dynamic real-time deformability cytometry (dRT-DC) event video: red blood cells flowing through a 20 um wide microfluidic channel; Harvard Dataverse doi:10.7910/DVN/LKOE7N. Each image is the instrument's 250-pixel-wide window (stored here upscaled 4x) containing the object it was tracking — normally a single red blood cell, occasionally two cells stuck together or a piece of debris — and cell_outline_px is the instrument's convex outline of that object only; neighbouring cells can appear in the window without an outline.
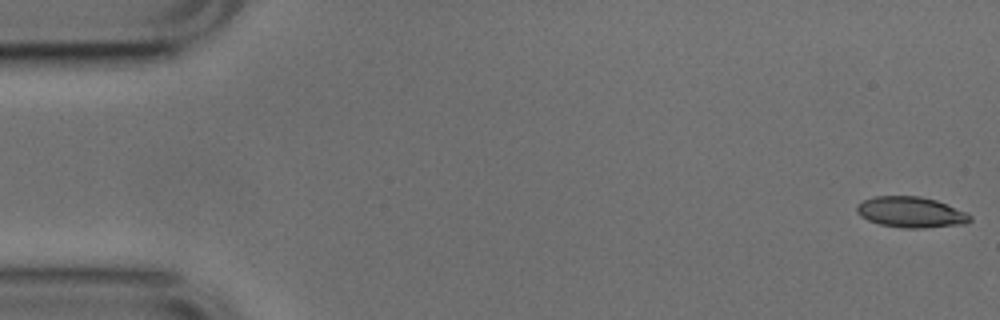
{"species": "common noctule bat (a hibernating species)", "species_latin": "Nyctalus noctula", "temperature_condition": "cold", "stored_images_in_passage": 52, "camera_frame_rate_fps": 3000, "um_per_image_px": 0.085, "animal": {"sex": "male", "body_mass_g": 17.9, "forearm_length_mm": 54.2}, "frame": {"image": 1, "passage_image": 1, "time_ms": 0.0, "image_size_px": [1000, 320], "cell_outline_px": [[972, 220], [968, 224], [924, 228], [900, 228], [880, 224], [868, 220], [860, 216], [856, 212], [856, 204], [864, 200], [876, 196], [920, 196], [936, 200], [968, 212], [972, 216]], "centroid_in_image_um": [77.46, 18.04], "position_along_channel_um": 7.5, "area_um2": 20.63}}
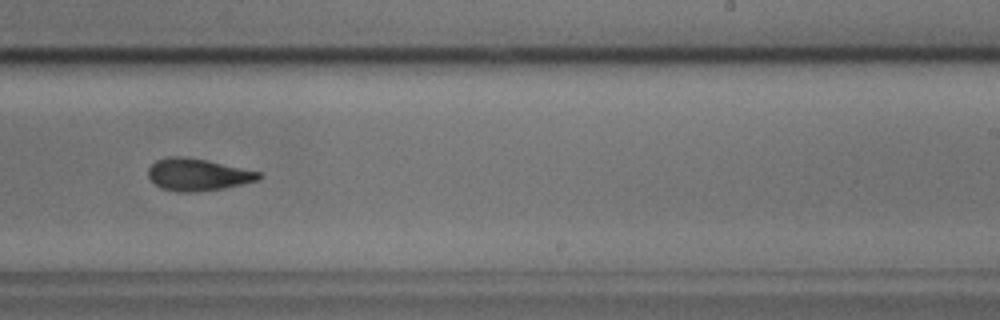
{"frame": {"image": 2, "passage_image": 32, "time_ms": 10.333, "image_size_px": [1000, 320], "cell_outline_px": [[264, 176], [260, 180], [224, 188], [192, 192], [176, 192], [160, 188], [148, 176], [148, 168], [156, 160], [168, 156], [180, 156], [208, 160], [260, 172]], "centroid_in_image_um": [16.82, 14.84], "position_along_channel_um": 272.2, "area_um2": 20.81}}
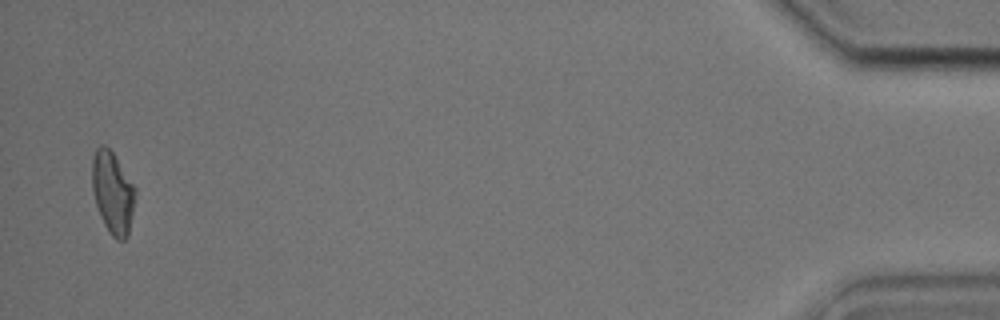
{"frame": {"image": 3, "passage_image": 51, "time_ms": 16.667, "image_size_px": [1000, 320], "cell_outline_px": [[136, 192], [128, 236], [124, 240], [116, 240], [108, 232], [100, 216], [96, 204], [92, 188], [92, 156], [96, 148], [100, 144], [104, 144], [112, 152], [136, 188]], "centroid_in_image_um": [9.57, 16.37], "position_along_channel_um": 425.6, "area_um2": 20.63}, "authors_computed_cell_mechanics": {"area_um2": 20.6924, "velocity_mm_per_s": 3.797, "shape_relaxation_time_tau1_ms": 2.5032, "shape_relaxation_time_tau2_ms": 3.1914, "deformation_change_tau1": 0.1357, "deformation_change_tau2": 0.1105}}